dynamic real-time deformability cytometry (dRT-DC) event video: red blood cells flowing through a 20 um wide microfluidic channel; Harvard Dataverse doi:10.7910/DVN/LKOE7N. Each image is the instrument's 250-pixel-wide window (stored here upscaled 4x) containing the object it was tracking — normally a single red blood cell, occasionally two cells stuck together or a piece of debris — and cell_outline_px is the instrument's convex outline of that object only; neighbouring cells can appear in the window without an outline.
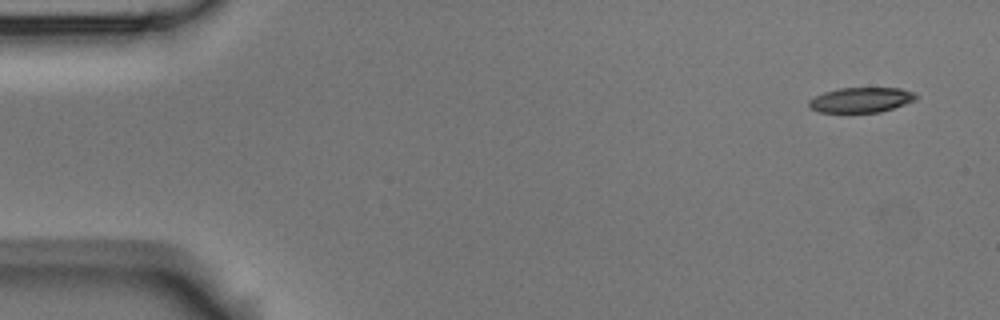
{"species": "Egyptian fruit bat (a non-hibernating species)", "species_latin": "Rousettus aegyptiacus", "temperature_condition": "room temperature", "stored_images_in_passage": 9, "camera_frame_rate_fps": 3000, "um_per_image_px": 0.085, "animal": {"sex": "male"}, "frame": {"image": 1, "passage_image": 1, "time_ms": 0.0, "image_size_px": [1000, 320], "cell_outline_px": [[916, 100], [880, 112], [820, 112], [812, 108], [808, 104], [808, 100], [824, 92], [840, 88], [900, 88], [912, 92], [916, 96]], "centroid_in_image_um": [73.18, 8.49], "position_along_channel_um": 11.8, "area_um2": 15.37}}
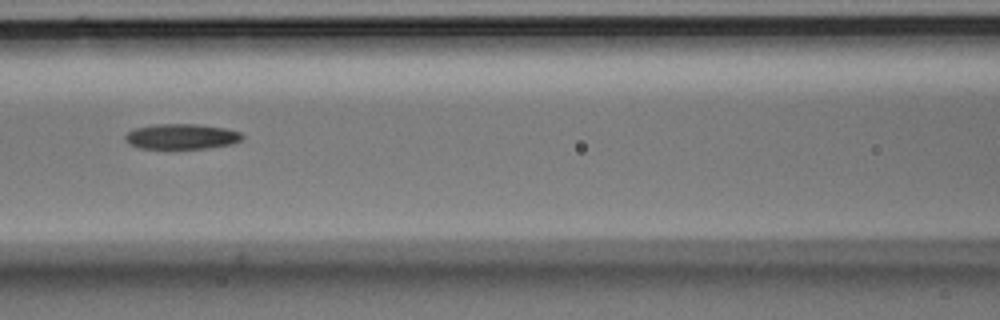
{"frame": {"image": 2, "passage_image": 7, "time_ms": 2.0, "image_size_px": [1000, 320], "cell_outline_px": [[244, 140], [232, 144], [208, 148], [140, 148], [128, 144], [124, 140], [124, 136], [128, 132], [136, 128], [156, 124], [196, 124], [224, 128], [240, 132], [244, 136]], "centroid_in_image_um": [15.45, 11.6], "position_along_channel_um": 151.2, "area_um2": 17.28}}
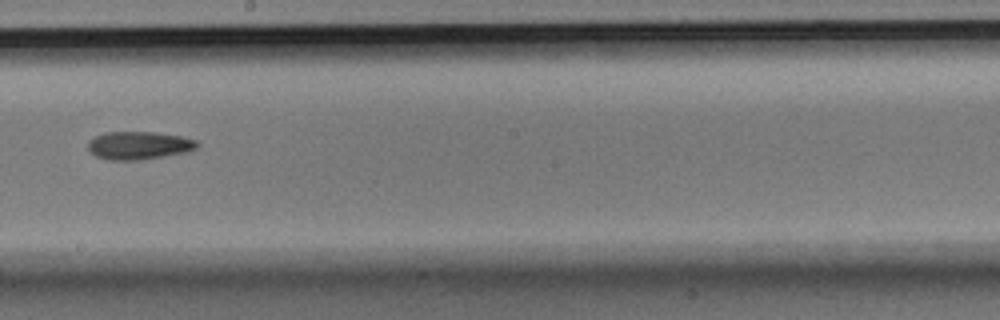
{"frame": {"image": 3, "passage_image": 9, "time_ms": 2.667, "image_size_px": [1000, 320], "cell_outline_px": [[200, 144], [196, 148], [188, 152], [136, 160], [108, 160], [96, 156], [88, 148], [88, 140], [92, 136], [104, 132], [156, 132], [180, 136], [196, 140]], "centroid_in_image_um": [11.78, 12.35], "position_along_channel_um": 236.4, "area_um2": 17.86}}